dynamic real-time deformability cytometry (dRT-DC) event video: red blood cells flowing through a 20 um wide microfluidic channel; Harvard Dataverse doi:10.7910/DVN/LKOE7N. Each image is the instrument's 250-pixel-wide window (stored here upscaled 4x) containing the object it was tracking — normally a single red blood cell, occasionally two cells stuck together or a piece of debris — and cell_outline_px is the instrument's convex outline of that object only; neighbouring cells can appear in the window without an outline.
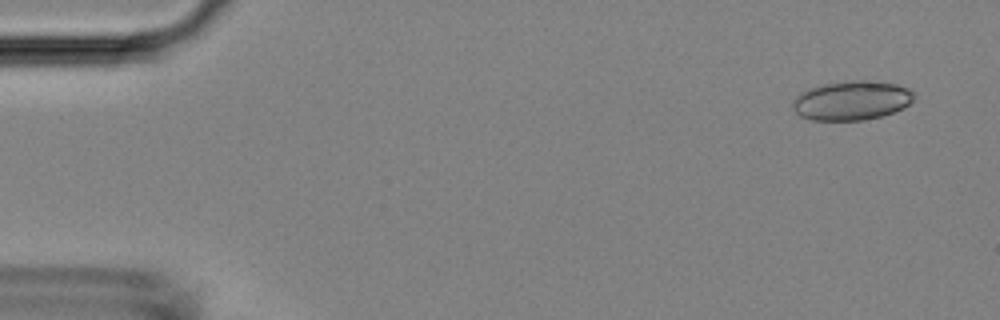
{"species": "Egyptian fruit bat (a non-hibernating species)", "species_latin": "Rousettus aegyptiacus", "temperature_condition": "room temperature", "stored_images_in_passage": 2, "camera_frame_rate_fps": 3000, "um_per_image_px": 0.085, "animal": {"sex": "female"}, "frame": {"image": 1, "passage_image": 1, "time_ms": 0.0, "image_size_px": [1000, 320], "cell_outline_px": [[916, 96], [908, 104], [892, 112], [880, 116], [864, 120], [808, 120], [800, 116], [792, 108], [792, 100], [800, 92], [808, 88], [824, 84], [852, 80], [876, 80], [896, 84], [908, 88]], "centroid_in_image_um": [72.35, 8.53], "position_along_channel_um": 12.7, "area_um2": 27.86}}